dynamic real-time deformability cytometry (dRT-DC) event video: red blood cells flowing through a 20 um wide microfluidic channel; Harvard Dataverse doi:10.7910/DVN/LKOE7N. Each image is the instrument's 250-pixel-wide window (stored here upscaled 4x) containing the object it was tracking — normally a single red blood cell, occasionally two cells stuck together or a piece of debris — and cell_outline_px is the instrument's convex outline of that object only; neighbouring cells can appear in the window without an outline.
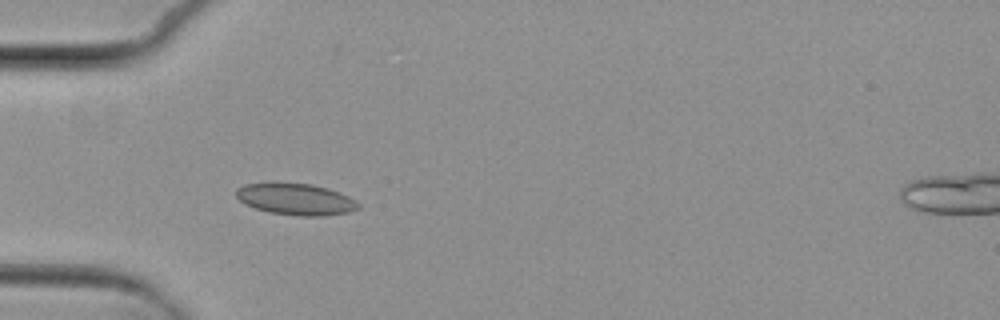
{"species": "common noctule bat (a hibernating species)", "species_latin": "Nyctalus noctula", "temperature_condition": "cold", "stored_images_in_passage": 5, "camera_frame_rate_fps": 3000, "um_per_image_px": 0.085, "animal": {"sex": "female", "body_mass_g": 29.2, "forearm_length_mm": 56.3}, "frame": {"image": 1, "passage_image": 4, "time_ms": 4.667, "image_size_px": [1000, 320], "cell_outline_px": [[360, 208], [348, 212], [324, 216], [300, 216], [268, 212], [244, 204], [236, 196], [236, 188], [244, 184], [272, 180], [312, 184], [328, 188], [348, 196], [356, 200], [360, 204]], "centroid_in_image_um": [25.1, 16.89], "position_along_channel_um": 59.9, "area_um2": 23.18}}
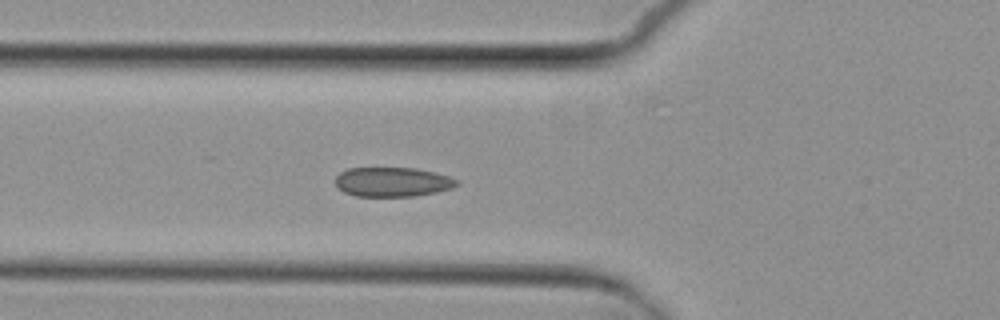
{"frame": {"image": 2, "passage_image": 5, "time_ms": 5.667, "image_size_px": [1000, 320], "cell_outline_px": [[460, 184], [452, 188], [436, 192], [416, 196], [356, 196], [344, 192], [332, 180], [340, 172], [348, 168], [416, 168], [436, 172], [460, 180]], "centroid_in_image_um": [33.38, 15.46], "position_along_channel_um": 92.4, "area_um2": 21.04}}